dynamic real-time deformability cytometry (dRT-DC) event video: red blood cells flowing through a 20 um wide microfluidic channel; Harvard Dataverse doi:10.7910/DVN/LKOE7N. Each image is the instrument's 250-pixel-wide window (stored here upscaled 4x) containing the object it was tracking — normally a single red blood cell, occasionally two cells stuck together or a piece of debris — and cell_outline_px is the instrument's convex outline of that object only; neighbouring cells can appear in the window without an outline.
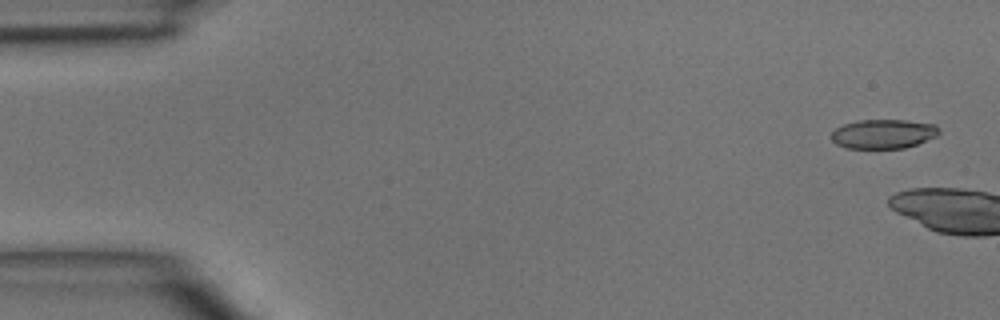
{"species": "common noctule bat (a hibernating species)", "species_latin": "Nyctalus noctula", "temperature_condition": "room temperature", "stored_images_in_passage": 6, "camera_frame_rate_fps": 3000, "um_per_image_px": 0.085, "animal": {"sex": "male", "body_mass_g": 15.6}, "frame": {"image": 1, "passage_image": 1, "time_ms": 0.0, "image_size_px": [1000, 320], "cell_outline_px": [[940, 132], [936, 136], [916, 144], [904, 148], [848, 148], [836, 144], [832, 140], [832, 132], [836, 128], [844, 124], [860, 120], [904, 120], [936, 124], [940, 128]], "centroid_in_image_um": [75.1, 11.37], "position_along_channel_um": 9.9, "area_um2": 18.26}}